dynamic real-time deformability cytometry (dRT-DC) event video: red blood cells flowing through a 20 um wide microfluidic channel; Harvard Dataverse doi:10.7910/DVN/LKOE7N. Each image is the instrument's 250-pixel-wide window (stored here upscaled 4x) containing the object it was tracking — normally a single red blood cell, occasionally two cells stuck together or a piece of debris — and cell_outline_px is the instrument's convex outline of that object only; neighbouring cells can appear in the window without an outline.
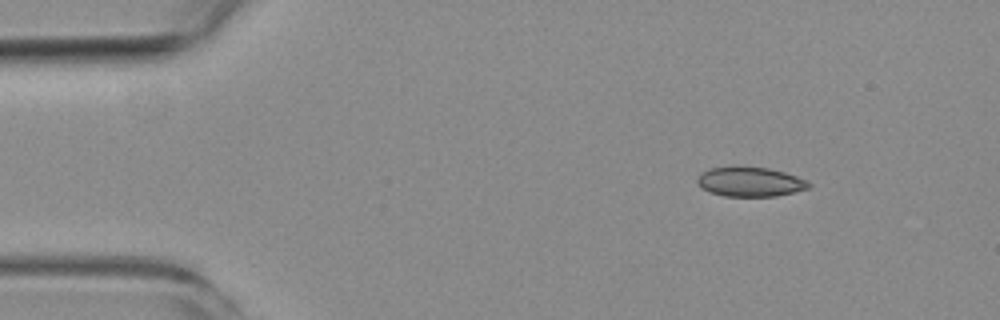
{"species": "common noctule bat (a hibernating species)", "species_latin": "Nyctalus noctula", "temperature_condition": "room temperature", "stored_images_in_passage": 6, "camera_frame_rate_fps": 3000, "um_per_image_px": 0.085, "animal": {"sex": "female", "body_mass_g": 19.3, "forearm_length_mm": 54.1}, "frame": {"image": 1, "passage_image": 1, "time_ms": 0.0, "image_size_px": [1000, 320], "cell_outline_px": [[812, 184], [808, 188], [776, 196], [724, 196], [700, 188], [696, 180], [704, 172], [712, 168], [768, 168], [784, 172], [796, 176]], "centroid_in_image_um": [63.77, 15.48], "position_along_channel_um": 21.2, "area_um2": 18.5}}
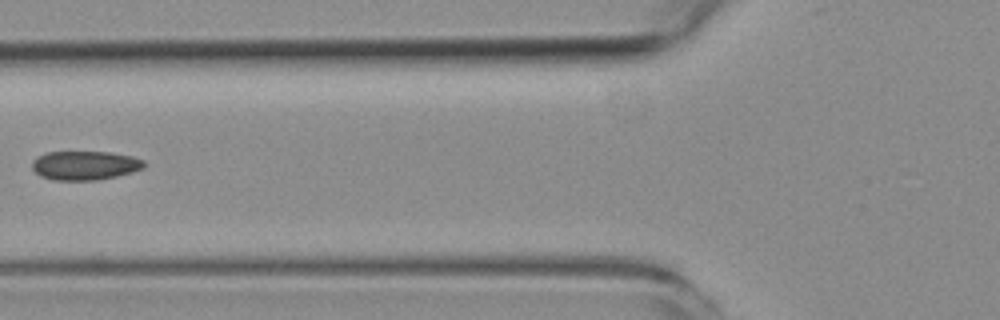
{"frame": {"image": 2, "passage_image": 5, "time_ms": 4.667, "image_size_px": [1000, 320], "cell_outline_px": [[148, 164], [144, 168], [132, 172], [116, 176], [96, 180], [52, 180], [40, 176], [32, 168], [32, 160], [36, 156], [48, 152], [112, 152], [132, 156], [144, 160]], "centroid_in_image_um": [7.23, 14.05], "position_along_channel_um": 118.6, "area_um2": 19.13}}
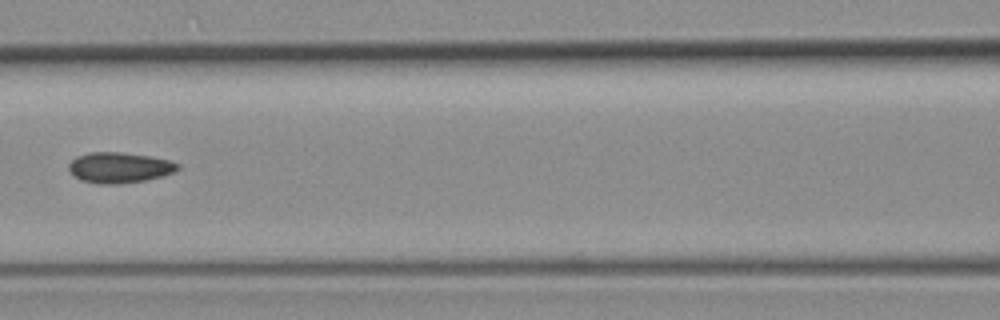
{"frame": {"image": 3, "passage_image": 6, "time_ms": 5.667, "image_size_px": [1000, 320], "cell_outline_px": [[180, 168], [176, 172], [164, 176], [144, 180], [120, 184], [96, 184], [80, 180], [72, 176], [68, 168], [68, 164], [76, 156], [88, 152], [120, 152], [148, 156], [172, 160], [180, 164]], "centroid_in_image_um": [10.15, 14.25], "position_along_channel_um": 156.5, "area_um2": 19.83}}